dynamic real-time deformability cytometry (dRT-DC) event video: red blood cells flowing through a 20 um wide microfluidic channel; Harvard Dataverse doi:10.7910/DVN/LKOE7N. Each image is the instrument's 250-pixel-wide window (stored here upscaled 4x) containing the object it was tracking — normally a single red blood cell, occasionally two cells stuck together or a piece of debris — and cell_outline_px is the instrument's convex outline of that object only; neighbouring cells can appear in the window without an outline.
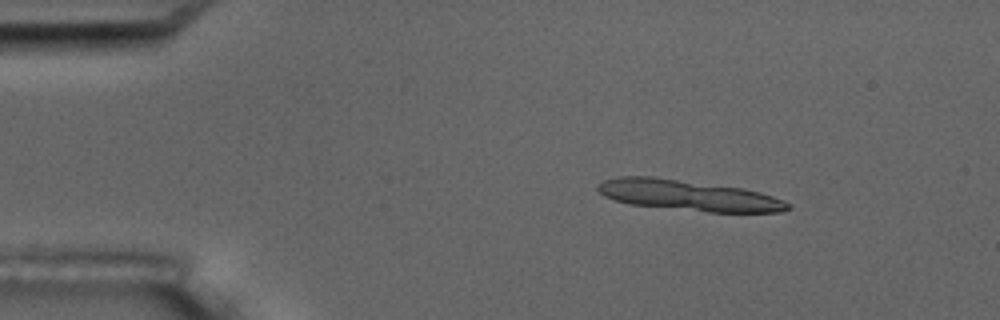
{"species": "common noctule bat (a hibernating species)", "species_latin": "Nyctalus noctula", "temperature_condition": "room temperature", "stored_images_in_passage": 8, "segment_of_instrument_passage": [1, 2], "camera_frame_rate_fps": 3000, "um_per_image_px": 0.085, "animal": {"sex": "male", "body_mass_g": 17.5, "forearm_length_mm": 52.3}, "frame": {"image": 1, "passage_image": 3, "time_ms": 2.333, "image_size_px": [1000, 320], "cell_outline_px": [[792, 208], [780, 212], [708, 212], [628, 204], [604, 196], [596, 188], [604, 180], [620, 176], [652, 176], [740, 188], [760, 192], [784, 200], [792, 204]], "centroid_in_image_um": [58.54, 16.61], "position_along_channel_um": 26.5, "area_um2": 33.76}}